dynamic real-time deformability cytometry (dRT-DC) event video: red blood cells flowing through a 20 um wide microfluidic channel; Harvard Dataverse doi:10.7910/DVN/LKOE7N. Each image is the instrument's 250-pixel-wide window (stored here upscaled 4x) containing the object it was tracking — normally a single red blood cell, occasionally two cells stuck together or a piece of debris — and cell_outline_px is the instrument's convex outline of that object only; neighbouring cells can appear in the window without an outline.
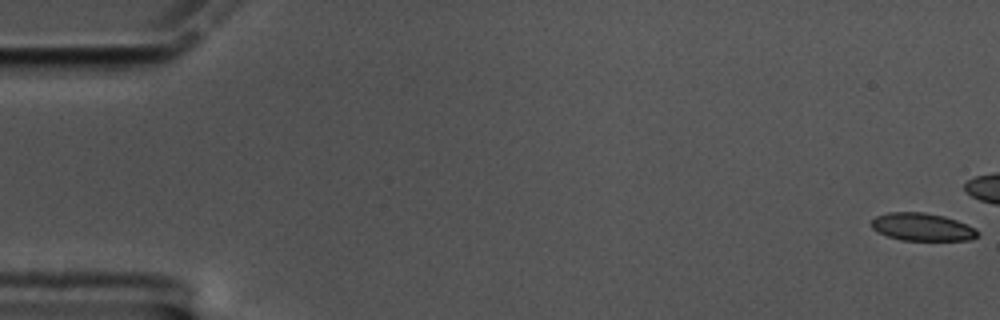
{"species": "common noctule bat (a hibernating species)", "species_latin": "Nyctalus noctula", "temperature_condition": "cold", "stored_images_in_passage": 48, "camera_frame_rate_fps": 3000, "um_per_image_px": 0.085, "animal": {"sex": "male", "body_mass_g": 17.5, "forearm_length_mm": 52.3}, "frame": {"image": 1, "passage_image": 1, "time_ms": 0.0, "image_size_px": [1000, 320], "cell_outline_px": [[980, 236], [968, 240], [900, 240], [876, 232], [872, 228], [872, 220], [876, 216], [888, 212], [924, 212], [944, 216], [956, 220], [976, 228], [980, 232]], "centroid_in_image_um": [78.41, 19.29], "position_along_channel_um": 6.6, "area_um2": 17.28}}
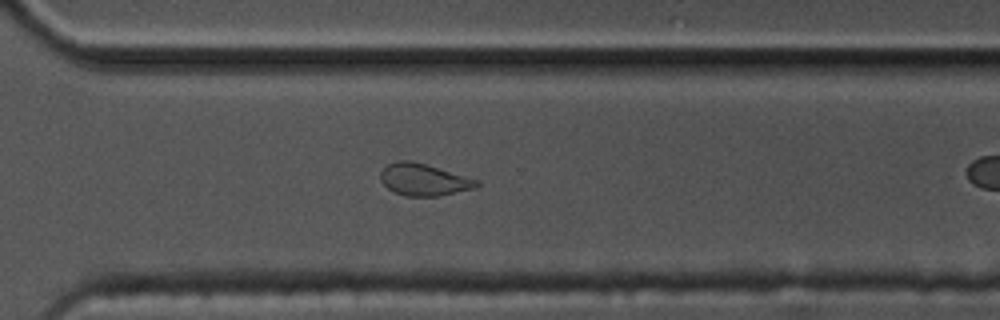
{"frame": {"image": 2, "passage_image": 43, "time_ms": 14.0, "image_size_px": [1000, 320], "cell_outline_px": [[480, 184], [472, 188], [440, 196], [404, 196], [392, 192], [380, 180], [380, 172], [388, 164], [396, 160], [412, 160], [428, 164], [480, 180]], "centroid_in_image_um": [36.0, 15.26], "position_along_channel_um": 334.6, "area_um2": 18.15}}
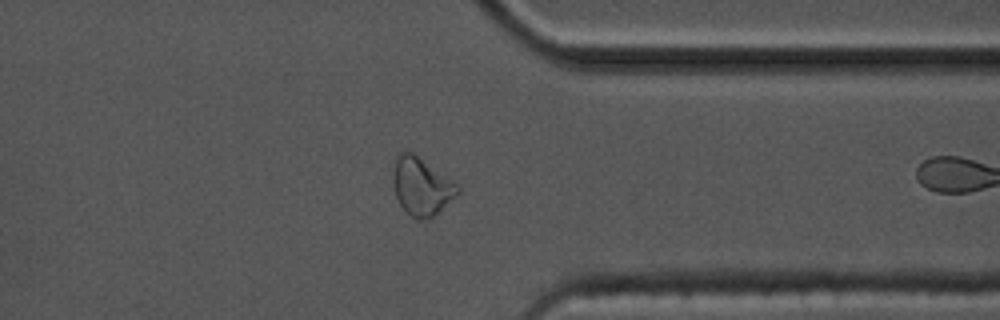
{"frame": {"image": 3, "passage_image": 47, "time_ms": 15.333, "image_size_px": [1000, 320], "cell_outline_px": [[460, 192], [456, 196], [432, 216], [420, 220], [416, 220], [400, 204], [396, 196], [392, 180], [396, 152], [412, 152], [452, 180], [460, 188]], "centroid_in_image_um": [35.8, 15.82], "position_along_channel_um": 375.6, "area_um2": 21.33}}